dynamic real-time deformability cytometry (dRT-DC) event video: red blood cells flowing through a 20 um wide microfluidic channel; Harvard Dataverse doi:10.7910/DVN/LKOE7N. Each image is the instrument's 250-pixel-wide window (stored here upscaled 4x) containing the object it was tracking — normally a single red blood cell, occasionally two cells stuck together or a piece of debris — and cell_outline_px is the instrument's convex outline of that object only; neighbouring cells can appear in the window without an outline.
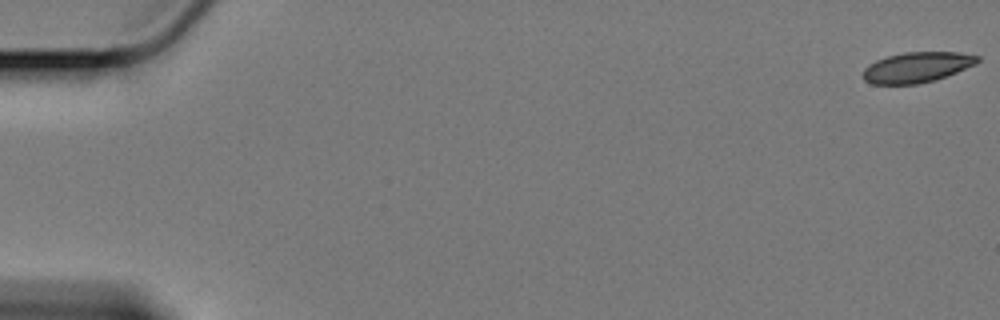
{"species": "Egyptian fruit bat (a non-hibernating species)", "species_latin": "Rousettus aegyptiacus", "temperature_condition": "cold", "stored_images_in_passage": 14, "camera_frame_rate_fps": 3000, "um_per_image_px": 0.085, "animal": {"sex": "female"}, "frame": {"image": 1, "passage_image": 1, "time_ms": 0.0, "image_size_px": [1000, 320], "cell_outline_px": [[980, 60], [976, 64], [936, 80], [916, 84], [872, 84], [864, 80], [864, 68], [868, 64], [876, 60], [888, 56], [904, 52], [956, 52], [980, 56]], "centroid_in_image_um": [77.94, 5.71], "position_along_channel_um": 7.1, "area_um2": 20.23}}